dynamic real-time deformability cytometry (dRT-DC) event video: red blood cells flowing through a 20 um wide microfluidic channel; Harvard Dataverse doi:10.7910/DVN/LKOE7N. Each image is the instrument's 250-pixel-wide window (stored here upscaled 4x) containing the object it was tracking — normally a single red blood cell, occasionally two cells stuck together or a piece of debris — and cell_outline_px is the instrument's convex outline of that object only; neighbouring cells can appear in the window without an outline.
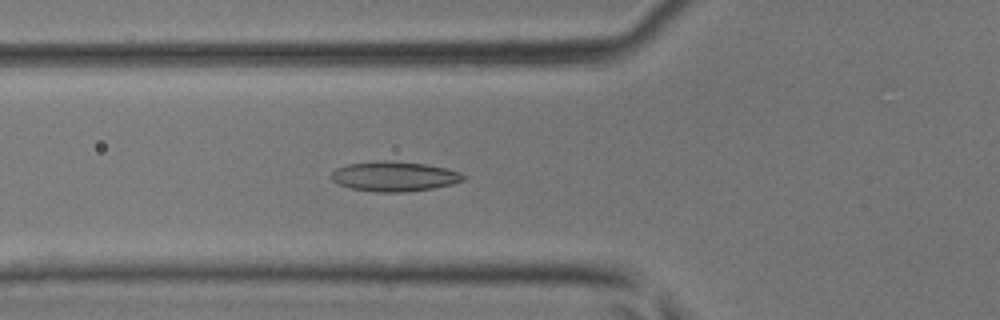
{"species": "common noctule bat (a hibernating species)", "species_latin": "Nyctalus noctula", "temperature_condition": "room temperature", "stored_images_in_passage": 40, "camera_frame_rate_fps": 3000, "um_per_image_px": 0.085, "animal": {"sex": "male", "body_mass_g": 17.9, "forearm_length_mm": 54.2}, "frame": {"image": 1, "passage_image": 12, "time_ms": 3.667, "image_size_px": [1000, 320], "cell_outline_px": [[468, 176], [464, 180], [452, 184], [432, 188], [400, 192], [376, 192], [352, 188], [340, 184], [332, 180], [328, 176], [336, 168], [348, 164], [376, 160], [384, 160], [424, 164], [444, 168], [460, 172]], "centroid_in_image_um": [33.5, 14.98], "position_along_channel_um": 92.3, "area_um2": 22.89}}
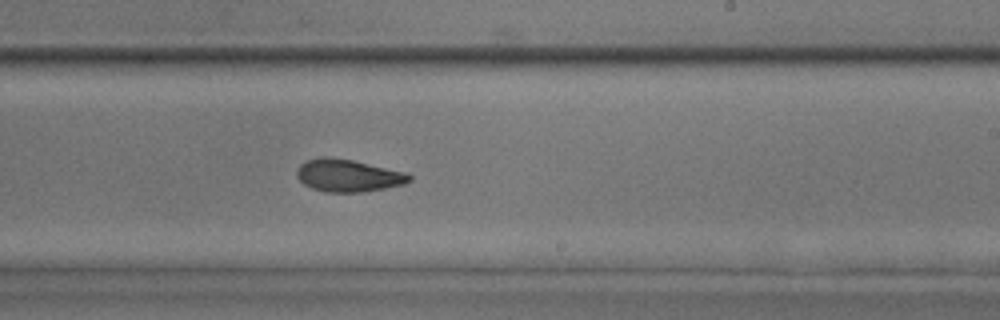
{"frame": {"image": 2, "passage_image": 23, "time_ms": 7.333, "image_size_px": [1000, 320], "cell_outline_px": [[412, 180], [404, 184], [384, 188], [360, 192], [324, 192], [312, 188], [304, 184], [296, 176], [296, 168], [300, 164], [308, 160], [320, 156], [328, 156], [352, 160], [408, 172], [412, 176]], "centroid_in_image_um": [29.59, 14.91], "position_along_channel_um": 259.4, "area_um2": 21.44}}
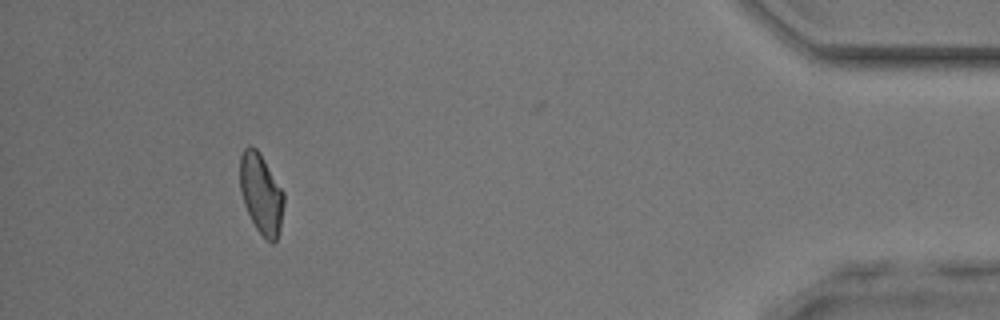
{"frame": {"image": 3, "passage_image": 37, "time_ms": 12.0, "image_size_px": [1000, 320], "cell_outline_px": [[284, 204], [280, 228], [276, 240], [272, 244], [256, 228], [244, 204], [240, 192], [240, 156], [244, 148], [248, 144], [252, 144], [260, 152], [284, 192]], "centroid_in_image_um": [22.19, 16.41], "position_along_channel_um": 413.0, "area_um2": 20.58}}